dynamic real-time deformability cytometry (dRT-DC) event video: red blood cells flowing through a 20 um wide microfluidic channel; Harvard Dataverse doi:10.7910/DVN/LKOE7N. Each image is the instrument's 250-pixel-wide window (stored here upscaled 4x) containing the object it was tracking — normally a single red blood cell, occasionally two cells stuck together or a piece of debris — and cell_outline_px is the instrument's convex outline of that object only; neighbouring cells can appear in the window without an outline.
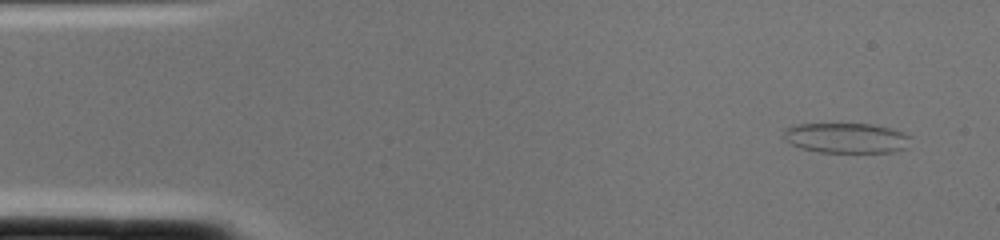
{"species": "common noctule bat (a hibernating species)", "species_latin": "Nyctalus noctula", "temperature_condition": "cold", "stored_images_in_passage": 3, "camera_frame_rate_fps": 3000, "um_per_image_px": 0.085, "animal": {"sex": "female", "body_mass_g": 22.0, "forearm_length_mm": 56.7}, "frame": {"image": 1, "passage_image": 1, "time_ms": 0.0, "image_size_px": [1000, 240], "cell_outline_px": [[912, 136], [908, 148], [892, 152], [820, 152], [800, 148], [784, 140], [784, 132], [788, 128], [796, 124], [872, 124], [888, 128]], "centroid_in_image_um": [71.96, 11.74], "position_along_channel_um": 13.0, "area_um2": 22.25}}
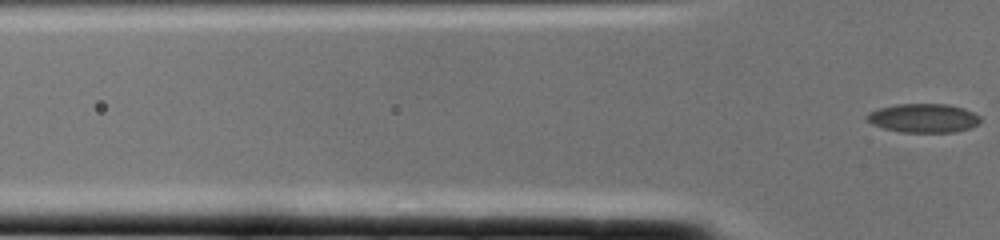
{"frame": {"image": 2, "passage_image": 3, "time_ms": 0.667, "image_size_px": [1000, 240], "cell_outline_px": [[980, 124], [972, 128], [956, 132], [900, 132], [884, 128], [872, 124], [864, 116], [868, 112], [880, 108], [896, 104], [948, 104], [964, 108], [980, 116]], "centroid_in_image_um": [78.52, 10.04], "position_along_channel_um": 47.3, "area_um2": 19.25}}